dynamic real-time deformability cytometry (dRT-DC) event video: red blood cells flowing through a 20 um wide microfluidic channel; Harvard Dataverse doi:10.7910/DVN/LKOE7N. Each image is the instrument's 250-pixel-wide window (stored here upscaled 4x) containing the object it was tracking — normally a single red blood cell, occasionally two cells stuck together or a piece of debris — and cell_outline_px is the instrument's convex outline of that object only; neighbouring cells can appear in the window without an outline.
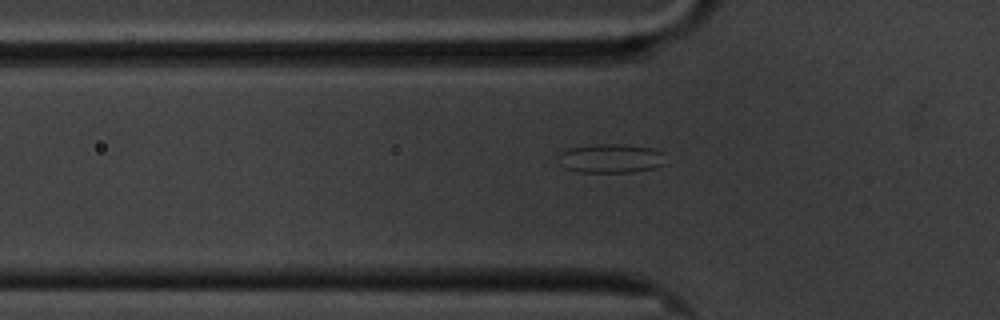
{"species": "common noctule bat (a hibernating species)", "species_latin": "Nyctalus noctula", "temperature_condition": "cold", "stored_images_in_passage": 35, "segment_of_instrument_passage": [1, 2], "camera_frame_rate_fps": 3000, "um_per_image_px": 0.085, "animal": {"sex": "male", "body_mass_g": 20.1, "forearm_length_mm": 53.5}, "frame": {"image": 1, "passage_image": 2, "time_ms": 0.333, "image_size_px": [1000, 320], "cell_outline_px": [[664, 164], [652, 168], [632, 172], [576, 172], [564, 168], [560, 164], [560, 152], [568, 148], [596, 144], [620, 144], [652, 148], [664, 152]], "centroid_in_image_um": [51.9, 13.46], "position_along_channel_um": 73.9, "area_um2": 18.15}}
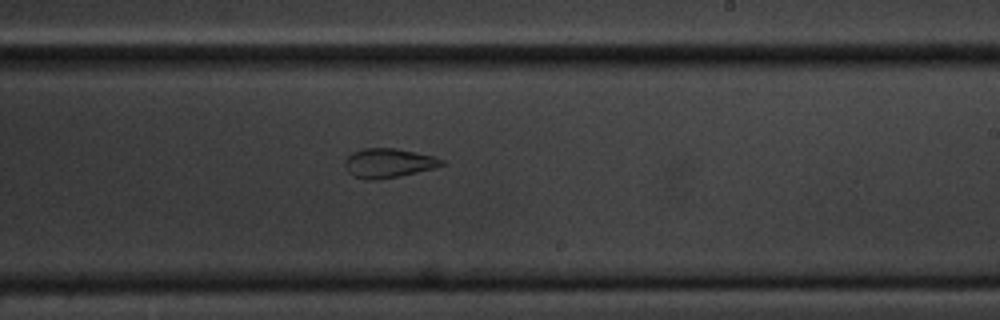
{"frame": {"image": 2, "passage_image": 18, "time_ms": 5.667, "image_size_px": [1000, 320], "cell_outline_px": [[448, 164], [436, 168], [400, 176], [376, 180], [364, 180], [352, 176], [344, 168], [344, 160], [352, 152], [364, 148], [396, 148], [436, 156], [444, 160]], "centroid_in_image_um": [33.04, 13.87], "position_along_channel_um": 256.0, "area_um2": 16.99}}
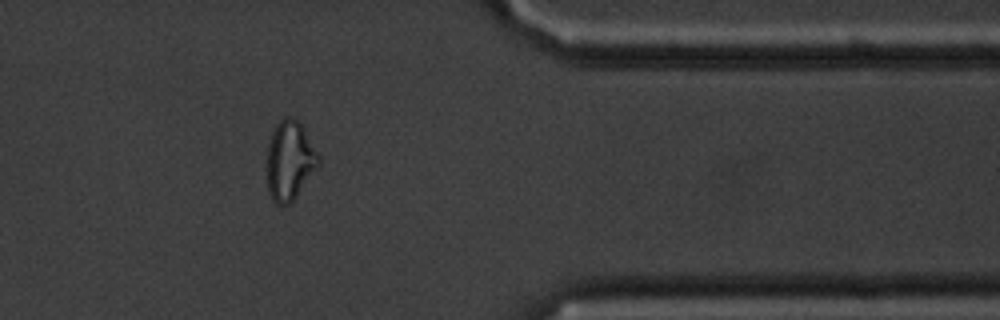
{"frame": {"image": 3, "passage_image": 31, "time_ms": 10.0, "image_size_px": [1000, 320], "cell_outline_px": [[320, 164], [296, 196], [288, 204], [276, 204], [272, 200], [268, 192], [264, 168], [268, 144], [272, 132], [276, 124], [284, 116], [288, 116], [296, 120], [304, 128], [320, 156]], "centroid_in_image_um": [24.58, 13.65], "position_along_channel_um": 386.8, "area_um2": 24.28}}